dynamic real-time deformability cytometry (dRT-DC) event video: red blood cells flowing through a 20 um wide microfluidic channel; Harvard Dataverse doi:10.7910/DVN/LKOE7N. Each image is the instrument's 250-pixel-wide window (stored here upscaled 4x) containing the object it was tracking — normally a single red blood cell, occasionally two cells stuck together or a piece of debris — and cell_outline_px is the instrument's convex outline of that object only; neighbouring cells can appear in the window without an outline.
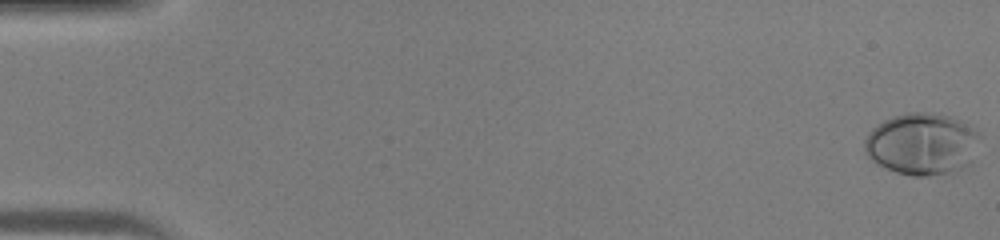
{"species": "human", "species_latin": "Homo sapiens", "temperature_condition": "warm", "stored_images_in_passage": 46, "camera_frame_rate_fps": 3000, "um_per_image_px": 0.085, "donor": {"sex": "male"}, "frame": {"image": 1, "passage_image": 1, "time_ms": 0.0, "image_size_px": [1000, 240], "cell_outline_px": [[980, 132], [968, 164], [956, 172], [928, 176], [912, 176], [896, 172], [876, 164], [864, 152], [864, 140], [868, 132], [872, 128], [884, 120], [892, 116], [908, 112], [924, 112], [948, 116], [960, 120], [968, 124]], "centroid_in_image_um": [78.31, 12.24], "position_along_channel_um": 6.7, "area_um2": 41.5}}
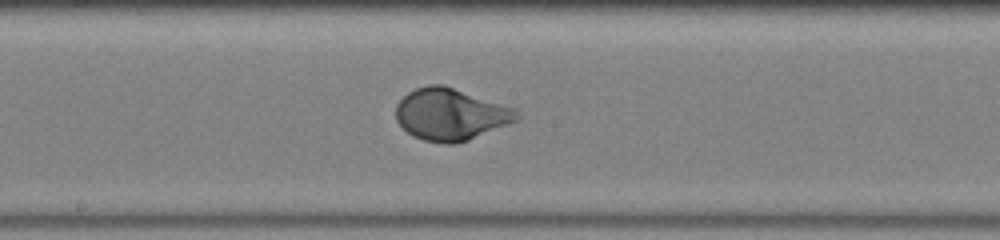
{"frame": {"image": 2, "passage_image": 26, "time_ms": 8.333, "image_size_px": [1000, 240], "cell_outline_px": [[520, 116], [516, 120], [508, 124], [468, 140], [456, 144], [444, 144], [424, 140], [412, 136], [396, 120], [396, 104], [408, 92], [416, 88], [428, 84], [444, 84], [516, 108], [520, 112]], "centroid_in_image_um": [38.31, 9.71], "position_along_channel_um": 209.9, "area_um2": 36.7}}
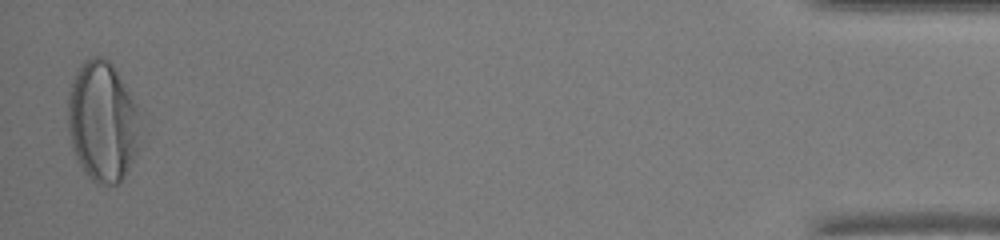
{"frame": {"image": 3, "passage_image": 46, "time_ms": 15.0, "image_size_px": [1000, 240], "cell_outline_px": [[144, 140], [128, 172], [120, 184], [96, 184], [84, 172], [72, 148], [68, 132], [68, 96], [72, 80], [76, 68], [80, 64], [92, 56], [100, 56], [108, 60], [112, 64], [136, 104]], "centroid_in_image_um": [8.75, 10.38], "position_along_channel_um": 426.5, "area_um2": 51.79}}